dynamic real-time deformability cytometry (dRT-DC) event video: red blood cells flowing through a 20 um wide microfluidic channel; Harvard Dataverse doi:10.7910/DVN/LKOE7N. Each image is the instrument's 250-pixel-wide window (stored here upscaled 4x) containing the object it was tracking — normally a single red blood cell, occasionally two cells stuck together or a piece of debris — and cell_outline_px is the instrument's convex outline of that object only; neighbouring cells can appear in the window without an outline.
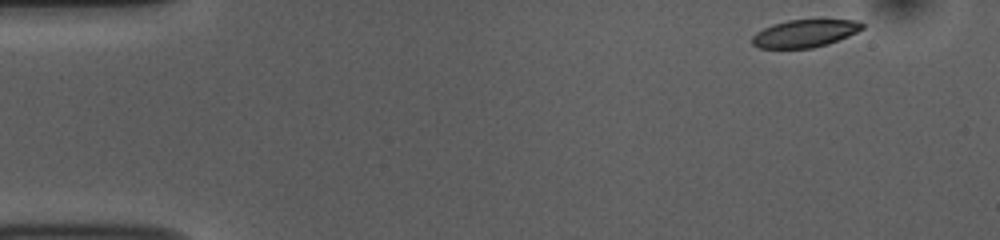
{"species": "common noctule bat (a hibernating species)", "species_latin": "Nyctalus noctula", "temperature_condition": "room temperature", "stored_images_in_passage": 50, "camera_frame_rate_fps": 3000, "um_per_image_px": 0.085, "animal": {"sex": "female", "body_mass_g": 10.0, "forearm_length_mm": 53.1}, "frame": {"image": 1, "passage_image": 1, "time_ms": 0.0, "image_size_px": [1000, 240], "cell_outline_px": [[864, 28], [848, 36], [828, 44], [812, 48], [760, 48], [752, 44], [752, 36], [756, 32], [772, 24], [788, 20], [856, 20], [864, 24]], "centroid_in_image_um": [68.39, 2.84], "position_along_channel_um": 16.6, "area_um2": 17.63}}
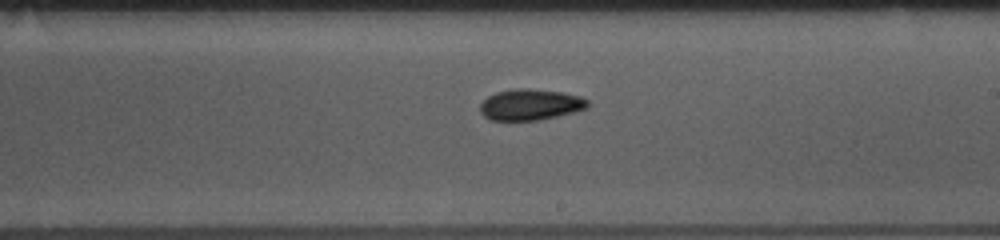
{"frame": {"image": 2, "passage_image": 27, "time_ms": 8.667, "image_size_px": [1000, 240], "cell_outline_px": [[588, 108], [576, 112], [540, 120], [492, 120], [484, 116], [480, 112], [480, 104], [488, 96], [496, 92], [516, 88], [528, 88], [564, 92], [580, 96], [588, 100]], "centroid_in_image_um": [45.11, 8.89], "position_along_channel_um": 243.9, "area_um2": 19.65}}
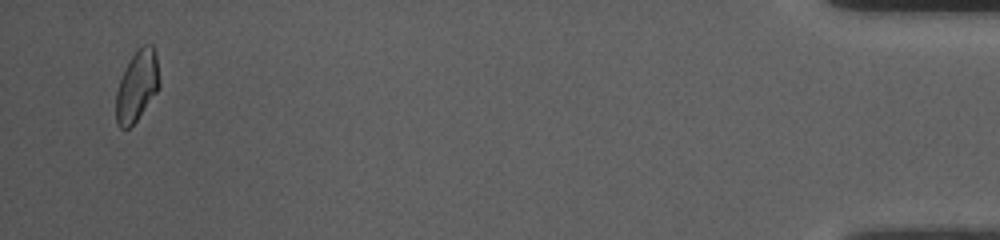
{"frame": {"image": 3, "passage_image": 48, "time_ms": 15.667, "image_size_px": [1000, 240], "cell_outline_px": [[160, 84], [156, 92], [136, 120], [128, 128], [120, 128], [116, 124], [116, 92], [124, 68], [128, 60], [144, 44], [152, 44], [156, 52], [160, 80]], "centroid_in_image_um": [11.64, 7.28], "position_along_channel_um": 423.6, "area_um2": 17.74}, "authors_computed_cell_mechanics": {"area_um2": 18.8139, "velocity_mm_per_s": 3.7389, "shape_relaxation_time_tau1_ms": 4.2102, "shape_relaxation_time_tau2_ms": 7.4451, "deformation_change_tau1": 0.0869, "deformation_change_tau2": 0.1138}}